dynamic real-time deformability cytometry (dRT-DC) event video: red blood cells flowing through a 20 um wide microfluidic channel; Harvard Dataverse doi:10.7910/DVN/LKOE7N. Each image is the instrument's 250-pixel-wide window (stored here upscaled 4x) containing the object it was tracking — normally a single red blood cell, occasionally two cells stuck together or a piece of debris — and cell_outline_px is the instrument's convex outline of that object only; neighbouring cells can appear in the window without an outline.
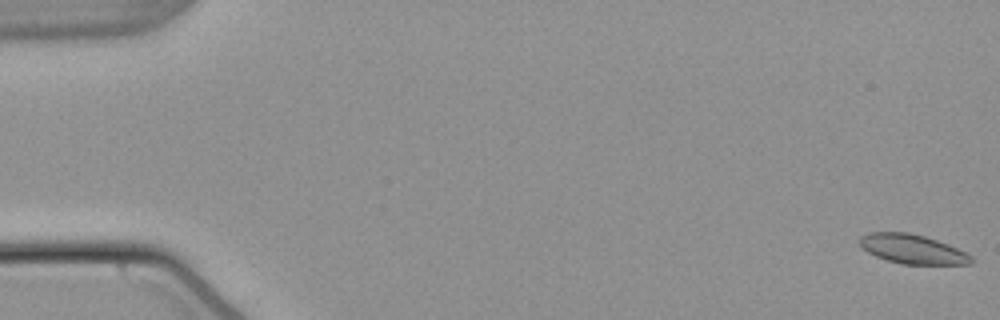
{"species": "common noctule bat (a hibernating species)", "species_latin": "Nyctalus noctula", "temperature_condition": "warm", "stored_images_in_passage": 17, "camera_frame_rate_fps": 3000, "um_per_image_px": 0.085, "animal": {"sex": "male", "body_mass_g": 21.5, "forearm_length_mm": 52.0}, "frame": {"image": 1, "passage_image": 1, "time_ms": 0.0, "image_size_px": [1000, 320], "cell_outline_px": [[976, 260], [972, 264], [904, 264], [888, 260], [876, 256], [860, 248], [860, 236], [868, 232], [908, 232], [924, 236], [948, 244], [972, 256]], "centroid_in_image_um": [77.55, 21.17], "position_along_channel_um": 7.4, "area_um2": 19.02}}